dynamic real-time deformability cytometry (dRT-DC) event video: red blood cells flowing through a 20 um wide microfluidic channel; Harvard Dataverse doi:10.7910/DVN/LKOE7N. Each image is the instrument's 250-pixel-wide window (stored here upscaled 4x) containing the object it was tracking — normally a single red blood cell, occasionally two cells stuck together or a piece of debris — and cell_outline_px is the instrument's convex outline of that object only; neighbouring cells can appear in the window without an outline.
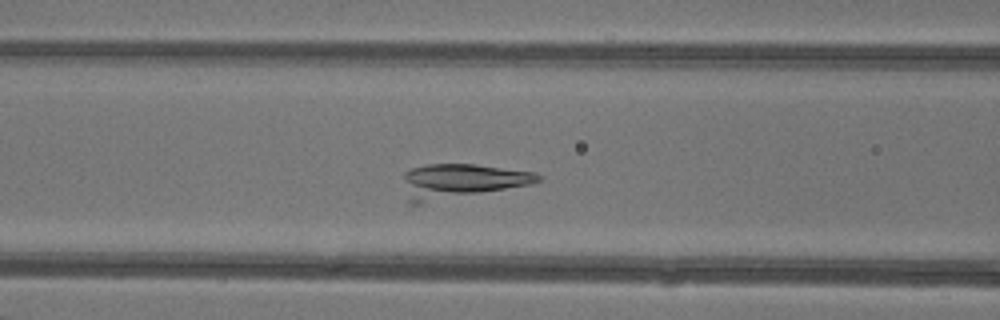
{"species": "common noctule bat (a hibernating species)", "species_latin": "Nyctalus noctula", "temperature_condition": "warm", "stored_images_in_passage": 31, "camera_frame_rate_fps": 3000, "um_per_image_px": 0.085, "animal": {"sex": "female"}, "frame": {"image": 1, "passage_image": 20, "time_ms": 6.333, "image_size_px": [1000, 320], "cell_outline_px": [[540, 180], [532, 184], [420, 204], [412, 204], [408, 200], [404, 180], [404, 172], [412, 168], [428, 164], [476, 164], [536, 172], [540, 176]], "centroid_in_image_um": [39.19, 15.39], "position_along_channel_um": 127.4, "area_um2": 26.88}}
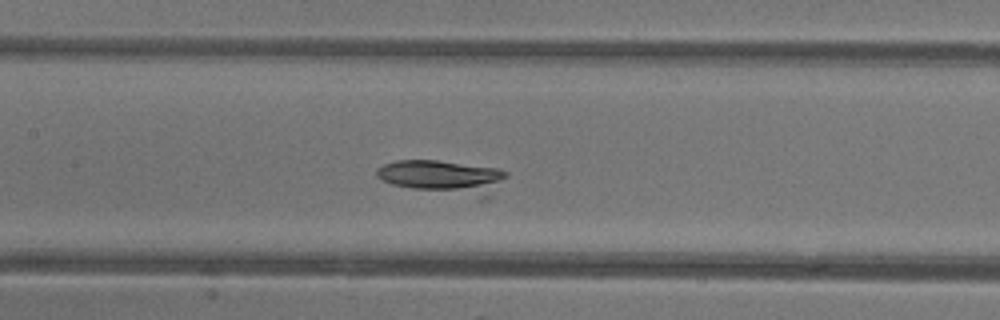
{"frame": {"image": 2, "passage_image": 23, "time_ms": 7.333, "image_size_px": [1000, 320], "cell_outline_px": [[508, 176], [488, 200], [480, 200], [412, 188], [392, 184], [380, 180], [376, 176], [376, 168], [384, 164], [396, 160], [436, 160], [496, 168], [508, 172]], "centroid_in_image_um": [37.73, 15.09], "position_along_channel_um": 169.7, "area_um2": 26.13}}